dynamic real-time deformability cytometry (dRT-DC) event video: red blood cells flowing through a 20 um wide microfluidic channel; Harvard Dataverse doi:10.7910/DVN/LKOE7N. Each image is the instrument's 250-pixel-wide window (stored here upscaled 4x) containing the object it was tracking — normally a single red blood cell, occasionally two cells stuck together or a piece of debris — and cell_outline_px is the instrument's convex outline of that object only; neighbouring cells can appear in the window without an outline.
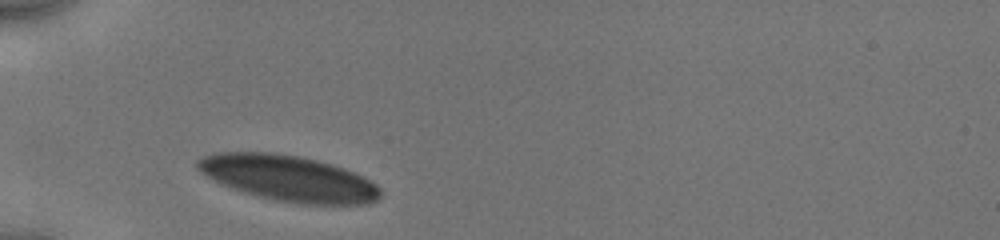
{"species": "human", "species_latin": "Homo sapiens", "temperature_condition": "cold", "stored_images_in_passage": 2, "camera_frame_rate_fps": 3000, "um_per_image_px": 0.085, "donor": {"sex": "male"}, "frame": {"image": 1, "passage_image": 1, "time_ms": 0.0, "image_size_px": [1000, 240], "cell_outline_px": [[380, 196], [376, 200], [368, 204], [300, 204], [276, 200], [244, 192], [232, 188], [200, 172], [196, 168], [196, 160], [204, 156], [216, 152], [272, 152], [300, 156], [332, 164], [344, 168], [364, 176], [372, 180], [380, 188]], "centroid_in_image_um": [24.55, 15.14], "position_along_channel_um": 60.4, "area_um2": 48.67}}